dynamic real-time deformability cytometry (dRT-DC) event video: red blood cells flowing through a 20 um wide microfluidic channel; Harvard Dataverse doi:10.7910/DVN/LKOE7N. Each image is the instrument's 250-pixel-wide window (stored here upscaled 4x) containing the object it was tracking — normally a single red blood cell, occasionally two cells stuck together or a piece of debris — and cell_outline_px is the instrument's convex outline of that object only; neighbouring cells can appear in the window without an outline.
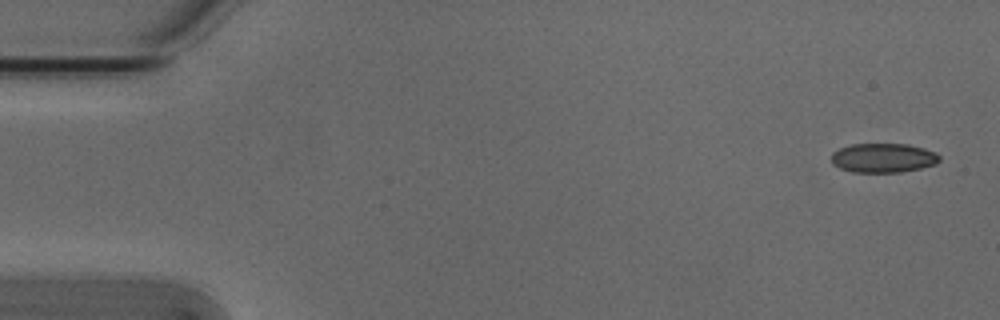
{"species": "Egyptian fruit bat (a non-hibernating species)", "species_latin": "Rousettus aegyptiacus", "temperature_condition": "cold", "stored_images_in_passage": 4, "camera_frame_rate_fps": 3000, "um_per_image_px": 0.085, "animal": {"sex": "male"}, "frame": {"image": 1, "passage_image": 1, "time_ms": 0.0, "image_size_px": [1000, 320], "cell_outline_px": [[940, 160], [936, 164], [920, 168], [900, 172], [852, 172], [840, 168], [832, 164], [832, 152], [840, 148], [852, 144], [908, 144], [924, 148], [936, 152], [940, 156]], "centroid_in_image_um": [75.08, 13.42], "position_along_channel_um": 9.9, "area_um2": 18.5}}